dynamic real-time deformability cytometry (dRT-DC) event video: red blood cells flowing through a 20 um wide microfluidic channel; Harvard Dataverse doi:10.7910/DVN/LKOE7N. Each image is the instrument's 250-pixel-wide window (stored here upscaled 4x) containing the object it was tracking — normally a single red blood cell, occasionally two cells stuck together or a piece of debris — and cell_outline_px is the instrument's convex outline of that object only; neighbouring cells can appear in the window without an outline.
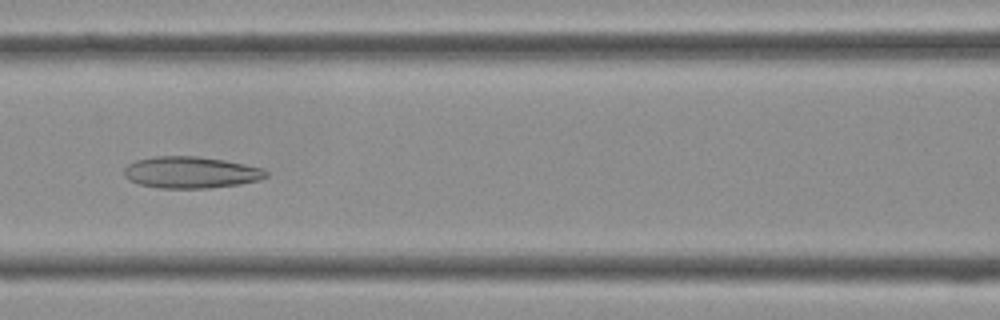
{"species": "Egyptian fruit bat (a non-hibernating species)", "species_latin": "Rousettus aegyptiacus", "temperature_condition": "cold", "stored_images_in_passage": 41, "camera_frame_rate_fps": 3000, "um_per_image_px": 0.085, "frame": {"image": 1, "passage_image": 18, "time_ms": 5.667, "image_size_px": [1000, 320], "cell_outline_px": [[268, 176], [260, 180], [240, 184], [208, 188], [160, 188], [140, 184], [128, 180], [124, 176], [124, 168], [128, 164], [136, 160], [152, 156], [196, 156], [224, 160], [264, 168], [268, 172]], "centroid_in_image_um": [16.22, 14.65], "position_along_channel_um": 150.4, "area_um2": 26.3}}
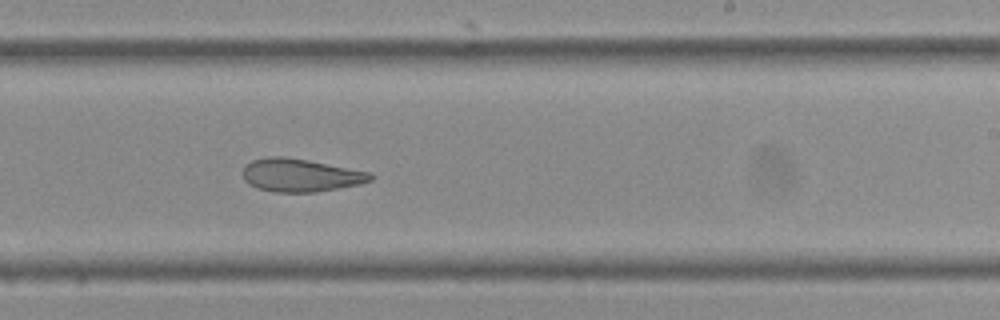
{"frame": {"image": 2, "passage_image": 25, "time_ms": 8.0, "image_size_px": [1000, 320], "cell_outline_px": [[372, 180], [360, 184], [340, 188], [316, 192], [276, 192], [256, 188], [248, 184], [244, 180], [240, 172], [244, 164], [252, 160], [268, 156], [284, 156], [308, 160], [372, 172]], "centroid_in_image_um": [25.49, 14.89], "position_along_channel_um": 263.5, "area_um2": 24.97}}
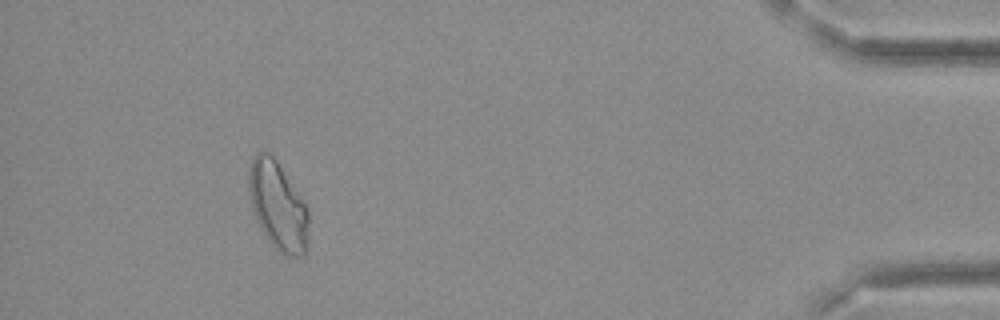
{"frame": {"image": 3, "passage_image": 38, "time_ms": 12.333, "image_size_px": [1000, 320], "cell_outline_px": [[308, 224], [304, 256], [288, 256], [280, 252], [272, 244], [264, 232], [252, 212], [248, 192], [248, 172], [252, 160], [256, 152], [268, 152], [276, 160], [308, 208]], "centroid_in_image_um": [23.59, 17.47], "position_along_channel_um": 411.6, "area_um2": 30.35}}